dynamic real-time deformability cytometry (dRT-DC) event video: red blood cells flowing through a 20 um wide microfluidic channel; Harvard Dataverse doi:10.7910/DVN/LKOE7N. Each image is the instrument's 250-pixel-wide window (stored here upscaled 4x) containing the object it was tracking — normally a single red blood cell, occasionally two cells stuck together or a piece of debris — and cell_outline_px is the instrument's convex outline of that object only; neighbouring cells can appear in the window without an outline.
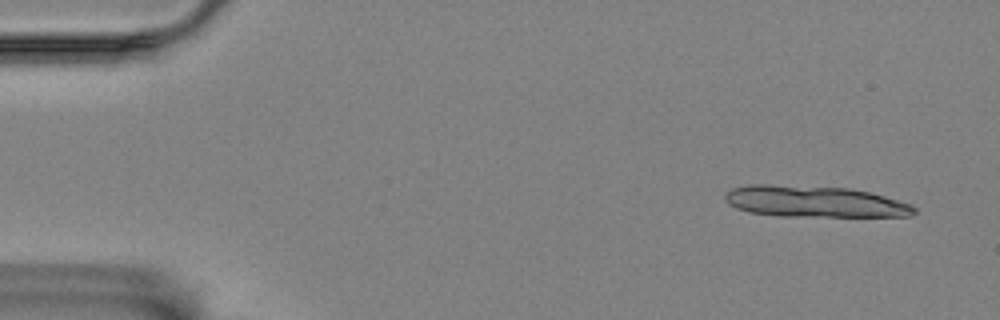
{"species": "Egyptian fruit bat (a non-hibernating species)", "species_latin": "Rousettus aegyptiacus", "temperature_condition": "room temperature", "stored_images_in_passage": 11, "camera_frame_rate_fps": 3000, "um_per_image_px": 0.085, "animal": {"sex": "female"}, "frame": {"image": 1, "passage_image": 1, "time_ms": 0.0, "image_size_px": [1000, 320], "cell_outline_px": [[916, 212], [912, 216], [776, 216], [748, 212], [736, 208], [728, 204], [724, 200], [724, 192], [732, 188], [748, 184], [768, 184], [848, 188], [868, 192], [884, 196], [912, 204], [916, 208]], "centroid_in_image_um": [69.17, 17.13], "position_along_channel_um": 15.8, "area_um2": 34.8}}